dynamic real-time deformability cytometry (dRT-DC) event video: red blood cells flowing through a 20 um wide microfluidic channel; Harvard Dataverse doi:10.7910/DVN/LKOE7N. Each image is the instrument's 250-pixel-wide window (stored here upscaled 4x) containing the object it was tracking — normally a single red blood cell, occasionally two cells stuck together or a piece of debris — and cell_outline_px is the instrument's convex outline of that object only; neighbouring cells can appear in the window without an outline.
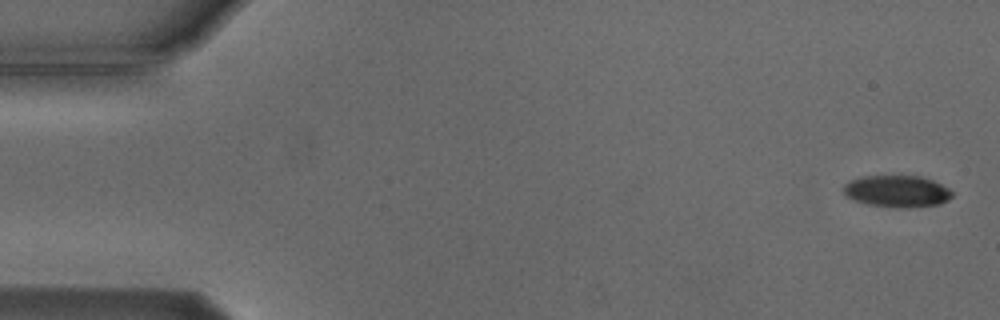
{"species": "Egyptian fruit bat (a non-hibernating species)", "species_latin": "Rousettus aegyptiacus", "temperature_condition": "cold", "stored_images_in_passage": 5, "camera_frame_rate_fps": 3000, "um_per_image_px": 0.085, "animal": {"sex": "male"}, "frame": {"image": 1, "passage_image": 1, "time_ms": 0.0, "image_size_px": [1000, 320], "cell_outline_px": [[952, 196], [948, 200], [940, 204], [908, 208], [896, 208], [868, 204], [852, 200], [844, 196], [844, 184], [848, 180], [864, 176], [920, 176], [932, 180], [948, 188], [952, 192]], "centroid_in_image_um": [76.21, 16.27], "position_along_channel_um": 8.8, "area_um2": 20.29}}
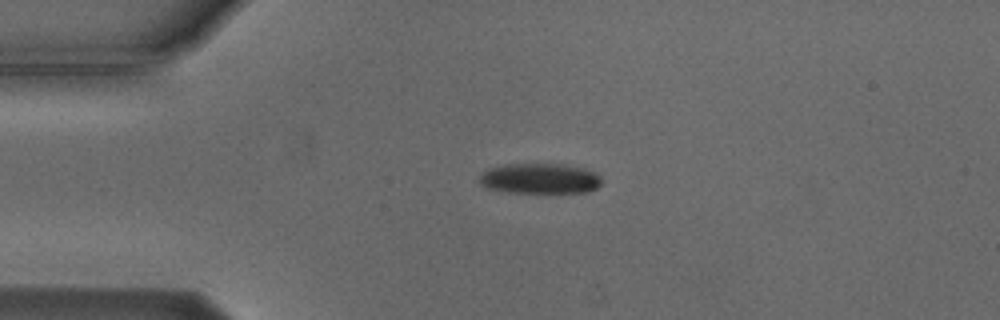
{"frame": {"image": 2, "passage_image": 4, "time_ms": 3.667, "image_size_px": [1000, 320], "cell_outline_px": [[600, 184], [596, 188], [588, 192], [508, 192], [488, 188], [480, 184], [480, 176], [488, 168], [508, 164], [564, 164], [596, 172], [600, 176]], "centroid_in_image_um": [45.89, 15.17], "position_along_channel_um": 39.1, "area_um2": 21.39}}